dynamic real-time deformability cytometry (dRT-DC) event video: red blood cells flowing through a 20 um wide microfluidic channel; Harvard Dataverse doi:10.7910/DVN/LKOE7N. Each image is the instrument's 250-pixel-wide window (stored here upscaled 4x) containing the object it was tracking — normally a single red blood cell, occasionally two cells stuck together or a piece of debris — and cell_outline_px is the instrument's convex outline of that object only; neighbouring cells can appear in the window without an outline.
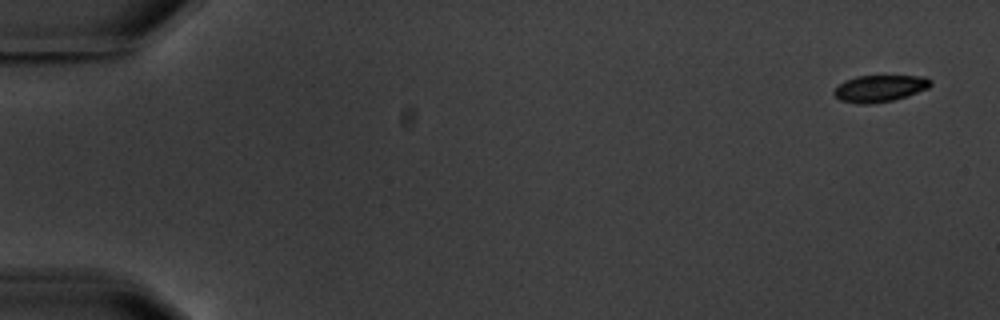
{"species": "common noctule bat (a hibernating species)", "species_latin": "Nyctalus noctula", "temperature_condition": "warm", "stored_images_in_passage": 6, "camera_frame_rate_fps": 3000, "um_per_image_px": 0.085, "animal": {"sex": "male", "body_mass_g": 20.1, "forearm_length_mm": 53.5}, "frame": {"image": 1, "passage_image": 1, "time_ms": 0.0, "image_size_px": [1000, 320], "cell_outline_px": [[932, 84], [928, 88], [908, 96], [892, 100], [872, 104], [856, 104], [840, 100], [832, 92], [844, 80], [856, 76], [924, 76], [932, 80]], "centroid_in_image_um": [74.78, 7.52], "position_along_channel_um": 10.2, "area_um2": 15.14}}